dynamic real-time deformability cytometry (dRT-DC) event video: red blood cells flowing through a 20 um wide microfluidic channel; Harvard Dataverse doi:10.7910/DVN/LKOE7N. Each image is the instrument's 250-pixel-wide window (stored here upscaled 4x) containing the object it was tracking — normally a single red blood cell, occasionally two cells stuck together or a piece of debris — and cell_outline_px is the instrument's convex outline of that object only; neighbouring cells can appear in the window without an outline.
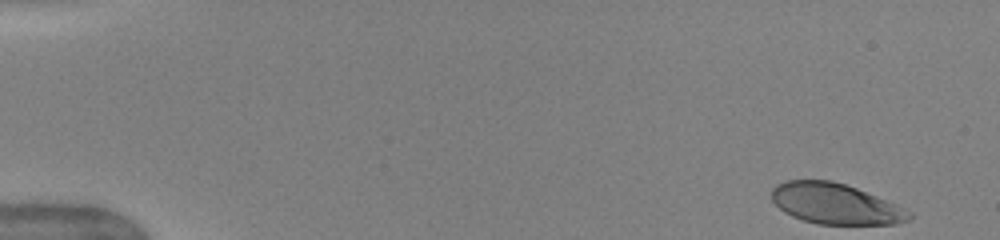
{"species": "human", "species_latin": "Homo sapiens", "temperature_condition": "warm", "stored_images_in_passage": 43, "camera_frame_rate_fps": 3000, "um_per_image_px": 0.085, "donor": {"sex": "female"}, "frame": {"image": 1, "passage_image": 1, "time_ms": 0.0, "image_size_px": [1000, 240], "cell_outline_px": [[912, 216], [908, 220], [896, 224], [816, 224], [792, 216], [784, 212], [772, 200], [772, 188], [776, 184], [784, 180], [832, 180], [856, 188], [876, 196], [912, 212]], "centroid_in_image_um": [70.97, 17.32], "position_along_channel_um": 14.0, "area_um2": 32.37}}
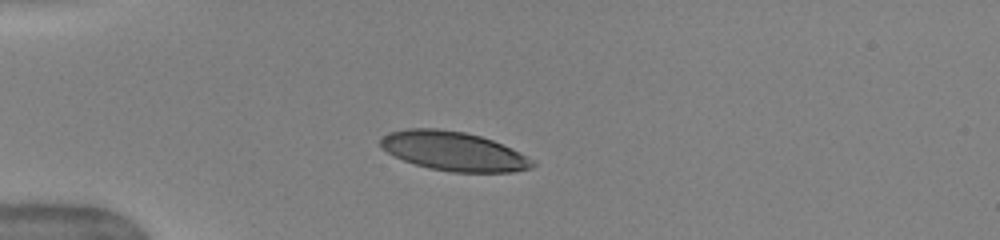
{"frame": {"image": 2, "passage_image": 12, "time_ms": 3.667, "image_size_px": [1000, 240], "cell_outline_px": [[536, 164], [532, 168], [512, 172], [452, 172], [428, 168], [404, 160], [388, 152], [380, 144], [380, 140], [388, 132], [408, 128], [436, 128], [464, 132], [480, 136], [492, 140], [512, 148], [536, 160]], "centroid_in_image_um": [38.61, 12.85], "position_along_channel_um": 46.4, "area_um2": 34.62}}
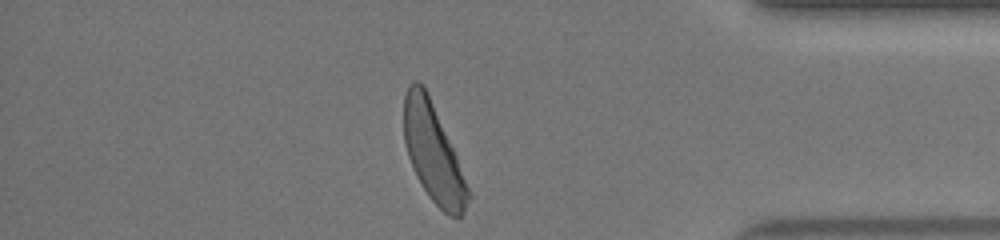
{"frame": {"image": 3, "passage_image": 42, "time_ms": 13.667, "image_size_px": [1000, 240], "cell_outline_px": [[472, 196], [464, 212], [460, 216], [448, 216], [428, 196], [416, 176], [408, 156], [404, 144], [404, 96], [408, 84], [412, 80], [416, 80], [424, 84], [428, 92], [472, 192]], "centroid_in_image_um": [36.83, 13.0], "position_along_channel_um": 398.4, "area_um2": 36.82}, "authors_computed_cell_mechanics": {"area_um2": 36.4718, "velocity_mm_per_s": 4.0102, "shape_relaxation_time_tau1_ms": 2.1167, "shape_relaxation_time_tau2_ms": null, "deformation_change_tau1": 0.1437, "deformation_change_tau2": null}}